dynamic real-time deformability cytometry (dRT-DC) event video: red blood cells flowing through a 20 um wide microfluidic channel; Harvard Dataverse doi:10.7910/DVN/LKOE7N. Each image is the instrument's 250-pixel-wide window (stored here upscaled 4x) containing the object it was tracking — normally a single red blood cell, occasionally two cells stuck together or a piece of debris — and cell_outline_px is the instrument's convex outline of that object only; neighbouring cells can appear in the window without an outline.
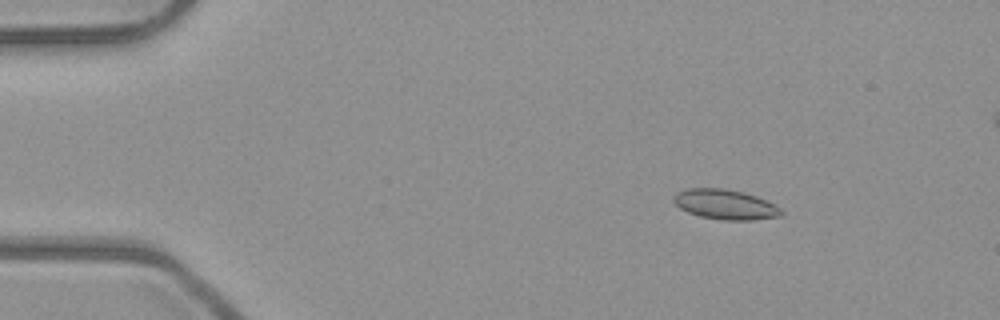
{"species": "common noctule bat (a hibernating species)", "species_latin": "Nyctalus noctula", "temperature_condition": "room temperature", "stored_images_in_passage": 53, "camera_frame_rate_fps": 3000, "um_per_image_px": 0.085, "animal": {"sex": "male", "body_mass_g": 23.1, "forearm_length_mm": 52.7}, "frame": {"image": 1, "passage_image": 7, "time_ms": 2.0, "image_size_px": [1000, 320], "cell_outline_px": [[784, 212], [780, 216], [752, 220], [724, 220], [700, 216], [688, 212], [680, 208], [672, 200], [676, 192], [688, 188], [724, 188], [744, 192], [768, 200], [776, 204]], "centroid_in_image_um": [61.67, 17.37], "position_along_channel_um": 23.3, "area_um2": 18.9}}
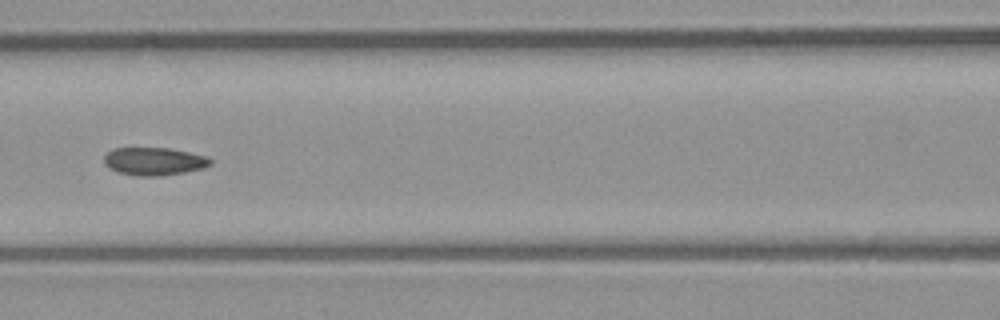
{"frame": {"image": 2, "passage_image": 23, "time_ms": 7.333, "image_size_px": [1000, 320], "cell_outline_px": [[212, 164], [204, 168], [184, 172], [160, 176], [136, 176], [116, 172], [108, 168], [104, 164], [104, 156], [112, 148], [168, 148], [208, 156], [212, 160]], "centroid_in_image_um": [13.08, 13.72], "position_along_channel_um": 153.5, "area_um2": 17.46}}
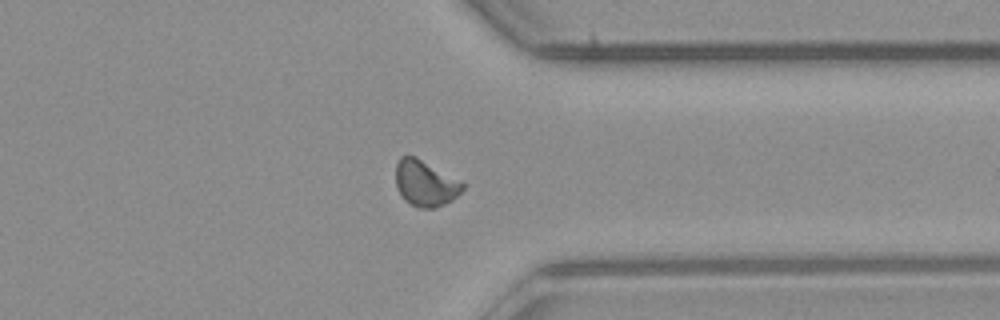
{"frame": {"image": 3, "passage_image": 40, "time_ms": 13.0, "image_size_px": [1000, 320], "cell_outline_px": [[464, 188], [452, 200], [444, 204], [432, 208], [416, 208], [404, 200], [396, 184], [396, 164], [400, 156], [416, 156], [464, 184]], "centroid_in_image_um": [36.11, 15.59], "position_along_channel_um": 375.3, "area_um2": 17.57}, "authors_computed_cell_mechanics": {"area_um2": 17.5712, "velocity_mm_per_s": 3.9792, "shape_relaxation_time_tau1_ms": null, "shape_relaxation_time_tau2_ms": 1.5743, "deformation_change_tau1": null, "deformation_change_tau2": 0.0637}}